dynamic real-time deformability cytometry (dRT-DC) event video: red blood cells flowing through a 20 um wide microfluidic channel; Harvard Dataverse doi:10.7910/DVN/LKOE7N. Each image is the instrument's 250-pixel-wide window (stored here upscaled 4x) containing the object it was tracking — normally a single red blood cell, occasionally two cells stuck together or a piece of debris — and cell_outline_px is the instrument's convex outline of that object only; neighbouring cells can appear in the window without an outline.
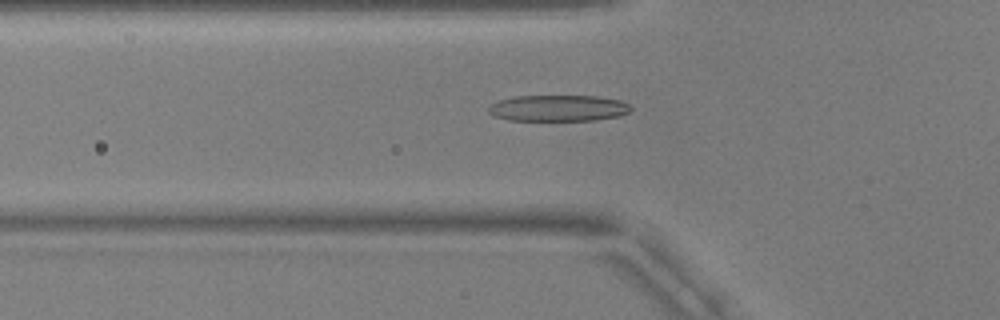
{"species": "common noctule bat (a hibernating species)", "species_latin": "Nyctalus noctula", "temperature_condition": "warm", "stored_images_in_passage": 54, "camera_frame_rate_fps": 3000, "um_per_image_px": 0.085, "animal": {"sex": "male", "body_mass_g": 17.9, "forearm_length_mm": 54.2}, "frame": {"image": 1, "passage_image": 19, "time_ms": 6.0, "image_size_px": [1000, 320], "cell_outline_px": [[632, 108], [628, 112], [620, 116], [596, 120], [508, 120], [496, 116], [488, 112], [488, 104], [500, 100], [516, 96], [596, 96], [620, 100], [628, 104]], "centroid_in_image_um": [47.44, 9.19], "position_along_channel_um": 78.4, "area_um2": 21.73}}
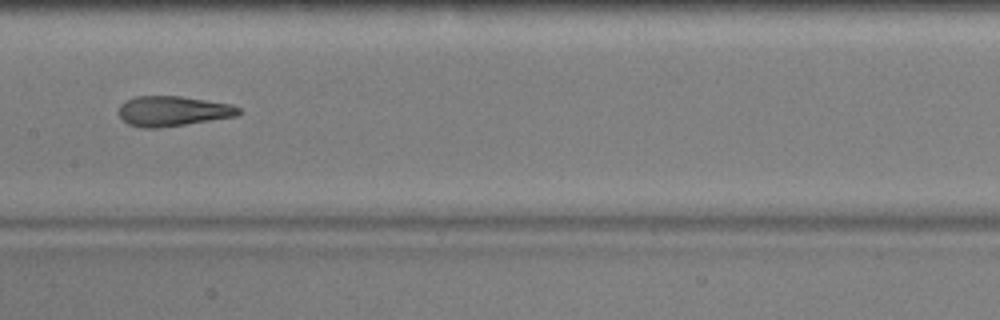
{"frame": {"image": 2, "passage_image": 28, "time_ms": 9.0, "image_size_px": [1000, 320], "cell_outline_px": [[240, 112], [236, 116], [184, 124], [156, 128], [144, 128], [128, 124], [120, 116], [120, 104], [136, 96], [180, 96], [232, 104], [240, 108]], "centroid_in_image_um": [14.7, 9.43], "position_along_channel_um": 192.7, "area_um2": 20.69}}
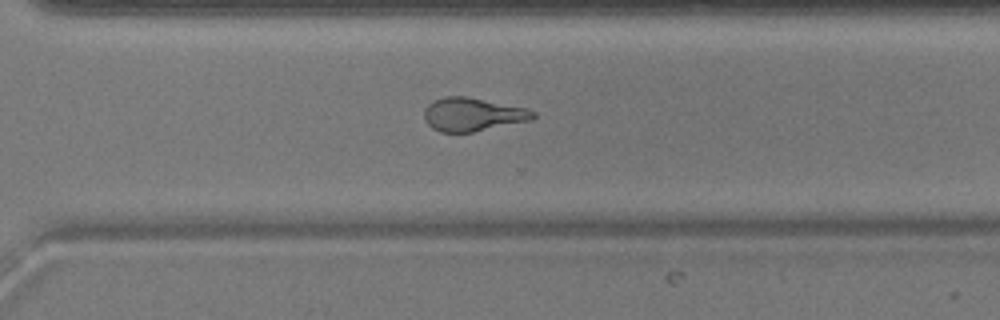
{"frame": {"image": 3, "passage_image": 39, "time_ms": 12.667, "image_size_px": [1000, 320], "cell_outline_px": [[536, 116], [532, 120], [472, 132], [440, 132], [432, 128], [424, 120], [424, 108], [428, 104], [444, 96], [468, 96], [528, 108], [536, 112]], "centroid_in_image_um": [40.19, 9.72], "position_along_channel_um": 330.4, "area_um2": 21.39}, "authors_computed_cell_mechanics": {"area_um2": 22.1085, "velocity_mm_per_s": 3.7649, "shape_relaxation_time_tau1_ms": 7.4989, "shape_relaxation_time_tau2_ms": 1.5254, "deformation_change_tau1": 0.2452, "deformation_change_tau2": 0.115}}